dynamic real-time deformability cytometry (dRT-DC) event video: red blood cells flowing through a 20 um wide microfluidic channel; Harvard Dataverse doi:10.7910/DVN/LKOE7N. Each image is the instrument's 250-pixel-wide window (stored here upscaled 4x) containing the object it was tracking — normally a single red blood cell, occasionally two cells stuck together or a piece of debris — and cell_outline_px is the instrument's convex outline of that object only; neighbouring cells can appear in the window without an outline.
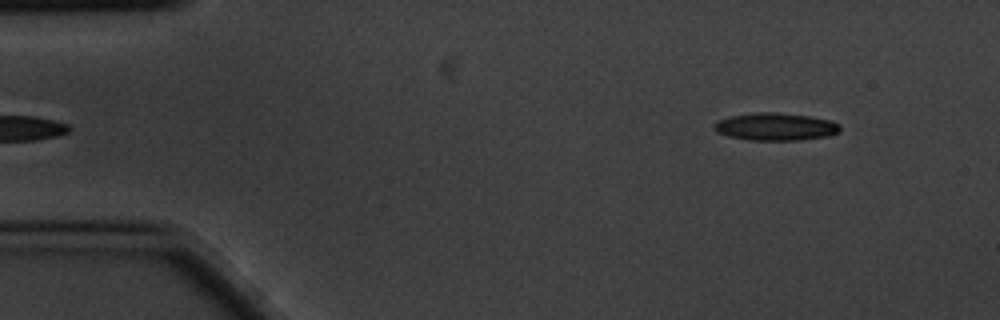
{"species": "common noctule bat (a hibernating species)", "species_latin": "Nyctalus noctula", "temperature_condition": "cold", "stored_images_in_passage": 4, "segment_of_instrument_passage": [2, 2], "camera_frame_rate_fps": 3000, "um_per_image_px": 0.085, "animal": {"sex": "male", "body_mass_g": 20.1, "forearm_length_mm": 53.5}, "frame": {"image": 1, "passage_image": 4, "time_ms": 1.0, "image_size_px": [1000, 320], "cell_outline_px": [[840, 132], [828, 136], [800, 140], [748, 140], [728, 136], [716, 132], [712, 124], [716, 120], [732, 116], [756, 112], [776, 112], [808, 116], [832, 120], [840, 124]], "centroid_in_image_um": [65.92, 10.77], "position_along_channel_um": 19.1, "area_um2": 20.4}}